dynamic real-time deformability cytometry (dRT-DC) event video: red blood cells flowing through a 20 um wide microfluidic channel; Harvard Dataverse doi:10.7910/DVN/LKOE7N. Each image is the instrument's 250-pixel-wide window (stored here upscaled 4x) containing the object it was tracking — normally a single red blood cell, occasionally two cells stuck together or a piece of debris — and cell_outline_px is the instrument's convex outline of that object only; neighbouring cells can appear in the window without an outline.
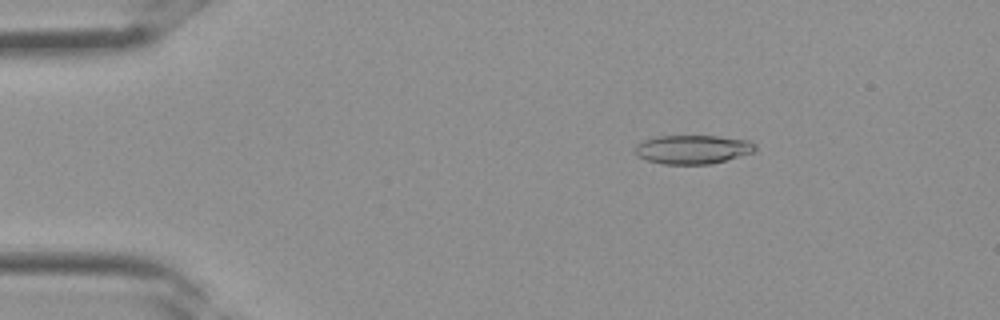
{"species": "Egyptian fruit bat (a non-hibernating species)", "species_latin": "Rousettus aegyptiacus", "temperature_condition": "room temperature", "stored_images_in_passage": 8, "camera_frame_rate_fps": 3000, "um_per_image_px": 0.085, "frame": {"image": 1, "passage_image": 3, "time_ms": 0.667, "image_size_px": [1000, 320], "cell_outline_px": [[756, 152], [708, 164], [664, 164], [648, 160], [636, 156], [636, 144], [644, 140], [656, 136], [716, 136], [748, 140], [756, 144]], "centroid_in_image_um": [58.89, 12.69], "position_along_channel_um": 26.1, "area_um2": 20.11}}